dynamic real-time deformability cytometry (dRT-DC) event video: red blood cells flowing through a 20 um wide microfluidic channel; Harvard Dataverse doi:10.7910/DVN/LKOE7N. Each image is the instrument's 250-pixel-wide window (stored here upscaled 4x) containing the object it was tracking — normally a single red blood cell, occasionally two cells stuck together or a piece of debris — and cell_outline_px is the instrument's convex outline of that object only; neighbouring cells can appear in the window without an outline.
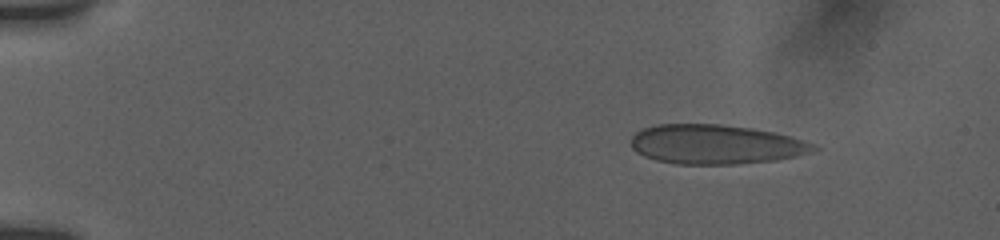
{"species": "human", "species_latin": "Homo sapiens", "temperature_condition": "room temperature", "stored_images_in_passage": 51, "camera_frame_rate_fps": 3000, "um_per_image_px": 0.085, "donor": {"sex": "female"}, "frame": {"image": 1, "passage_image": 13, "time_ms": 2.667, "image_size_px": [1000, 240], "cell_outline_px": [[804, 144], [792, 156], [772, 160], [732, 164], [676, 164], [656, 160], [632, 148], [632, 136], [636, 132], [644, 128], [660, 124], [716, 124], [748, 128], [768, 132], [784, 136], [796, 140]], "centroid_in_image_um": [60.5, 12.26], "position_along_channel_um": 24.5, "area_um2": 39.42}}
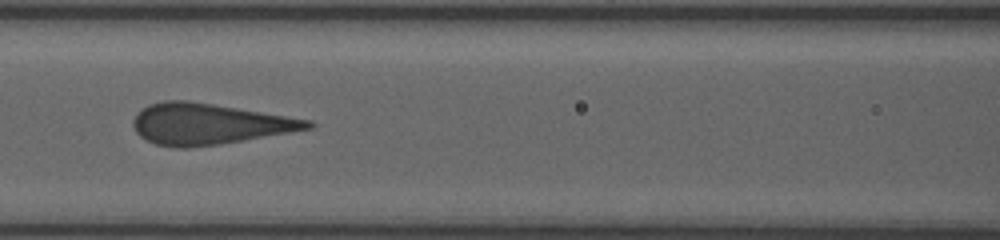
{"frame": {"image": 2, "passage_image": 40, "time_ms": 8.667, "image_size_px": [1000, 240], "cell_outline_px": [[316, 124], [312, 128], [216, 144], [188, 148], [176, 148], [156, 144], [140, 136], [136, 132], [136, 116], [148, 104], [164, 100], [188, 100], [312, 120]], "centroid_in_image_um": [17.77, 10.53], "position_along_channel_um": 148.8, "area_um2": 40.75}}
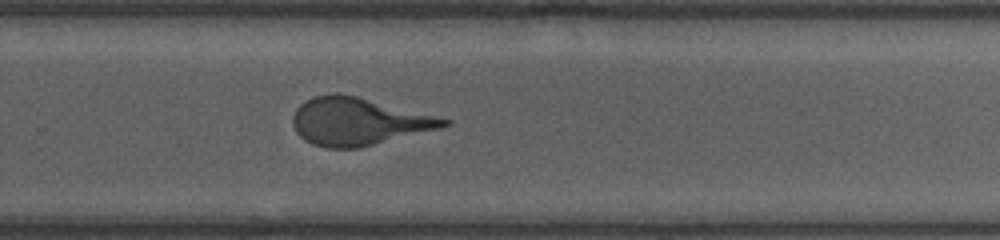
{"frame": {"image": 3, "passage_image": 51, "time_ms": 12.667, "image_size_px": [1000, 240], "cell_outline_px": [[452, 120], [448, 124], [436, 128], [360, 148], [328, 148], [312, 144], [304, 140], [296, 132], [292, 124], [292, 116], [296, 108], [300, 104], [316, 96], [332, 92], [340, 92]], "centroid_in_image_um": [30.36, 10.32], "position_along_channel_um": 299.4, "area_um2": 41.27}}